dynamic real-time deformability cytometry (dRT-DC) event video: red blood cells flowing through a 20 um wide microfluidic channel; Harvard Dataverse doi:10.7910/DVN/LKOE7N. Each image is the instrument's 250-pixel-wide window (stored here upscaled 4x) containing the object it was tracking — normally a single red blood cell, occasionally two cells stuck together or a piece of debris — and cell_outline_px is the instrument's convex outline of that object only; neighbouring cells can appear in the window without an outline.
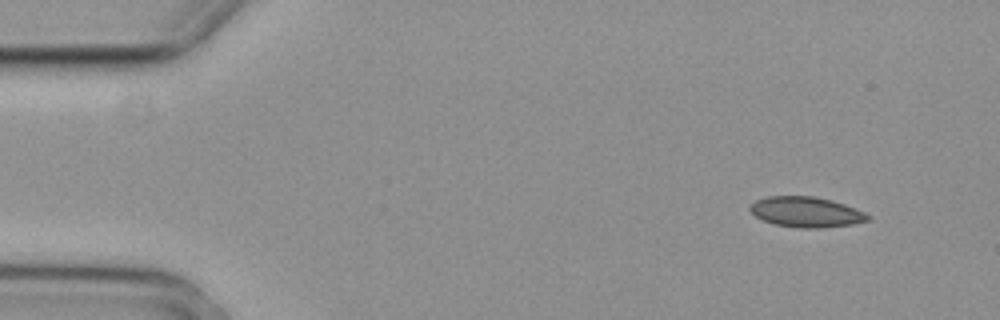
{"species": "common noctule bat (a hibernating species)", "species_latin": "Nyctalus noctula", "temperature_condition": "cold", "stored_images_in_passage": 5, "segment_of_instrument_passage": [1, 2], "camera_frame_rate_fps": 3000, "um_per_image_px": 0.085, "animal": {"sex": "female", "body_mass_g": 29.2, "forearm_length_mm": 56.3}, "frame": {"image": 1, "passage_image": 1, "time_ms": 0.0, "image_size_px": [1000, 320], "cell_outline_px": [[872, 216], [868, 220], [852, 224], [820, 228], [800, 228], [772, 224], [756, 216], [748, 208], [756, 200], [768, 196], [812, 196], [832, 200], [844, 204], [864, 212]], "centroid_in_image_um": [68.52, 18.02], "position_along_channel_um": 16.5, "area_um2": 20.75}}
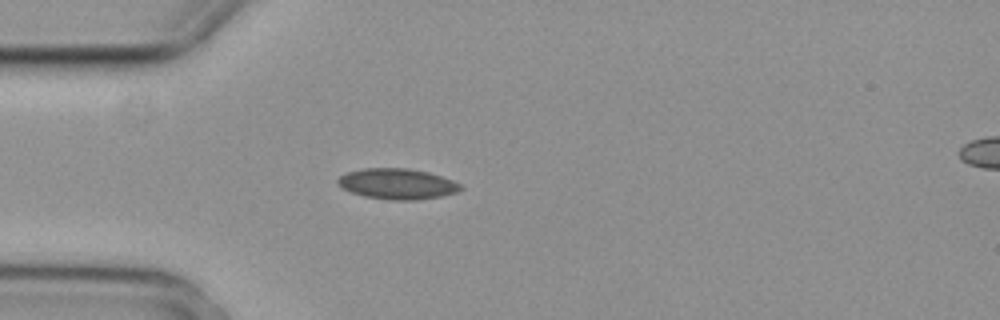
{"frame": {"image": 2, "passage_image": 4, "time_ms": 1.0, "image_size_px": [1000, 320], "cell_outline_px": [[464, 188], [456, 192], [440, 196], [416, 200], [392, 200], [364, 196], [352, 192], [344, 188], [336, 180], [340, 176], [348, 172], [364, 168], [408, 168], [428, 172], [452, 180], [460, 184]], "centroid_in_image_um": [33.79, 15.62], "position_along_channel_um": 51.2, "area_um2": 21.68}}